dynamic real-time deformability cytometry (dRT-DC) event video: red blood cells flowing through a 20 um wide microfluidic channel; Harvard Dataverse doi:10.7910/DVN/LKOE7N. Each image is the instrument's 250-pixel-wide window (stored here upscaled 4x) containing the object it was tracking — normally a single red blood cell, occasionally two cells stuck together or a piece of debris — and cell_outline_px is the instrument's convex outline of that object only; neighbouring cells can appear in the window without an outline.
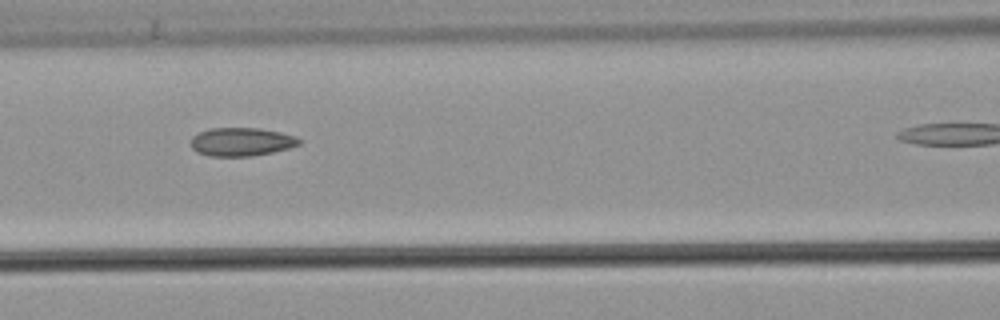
{"species": "common noctule bat (a hibernating species)", "species_latin": "Nyctalus noctula", "temperature_condition": "warm", "stored_images_in_passage": 24, "camera_frame_rate_fps": 3000, "um_per_image_px": 0.085, "animal": {"sex": "male", "body_mass_g": 21.5, "forearm_length_mm": 52.0}, "frame": {"image": 1, "passage_image": 14, "time_ms": 4.333, "image_size_px": [1000, 320], "cell_outline_px": [[304, 140], [300, 144], [288, 148], [272, 152], [252, 156], [208, 156], [196, 152], [192, 148], [192, 136], [208, 128], [260, 128], [280, 132], [296, 136]], "centroid_in_image_um": [20.54, 12.05], "position_along_channel_um": 146.1, "area_um2": 18.03}}
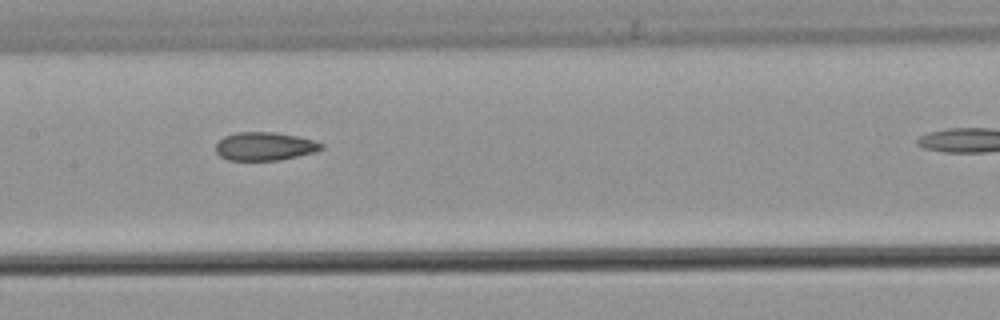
{"frame": {"image": 2, "passage_image": 17, "time_ms": 5.333, "image_size_px": [1000, 320], "cell_outline_px": [[324, 148], [316, 152], [280, 160], [228, 160], [220, 156], [216, 152], [216, 144], [224, 136], [236, 132], [272, 132], [296, 136], [312, 140], [324, 144]], "centroid_in_image_um": [22.5, 12.44], "position_along_channel_um": 184.9, "area_um2": 17.4}}